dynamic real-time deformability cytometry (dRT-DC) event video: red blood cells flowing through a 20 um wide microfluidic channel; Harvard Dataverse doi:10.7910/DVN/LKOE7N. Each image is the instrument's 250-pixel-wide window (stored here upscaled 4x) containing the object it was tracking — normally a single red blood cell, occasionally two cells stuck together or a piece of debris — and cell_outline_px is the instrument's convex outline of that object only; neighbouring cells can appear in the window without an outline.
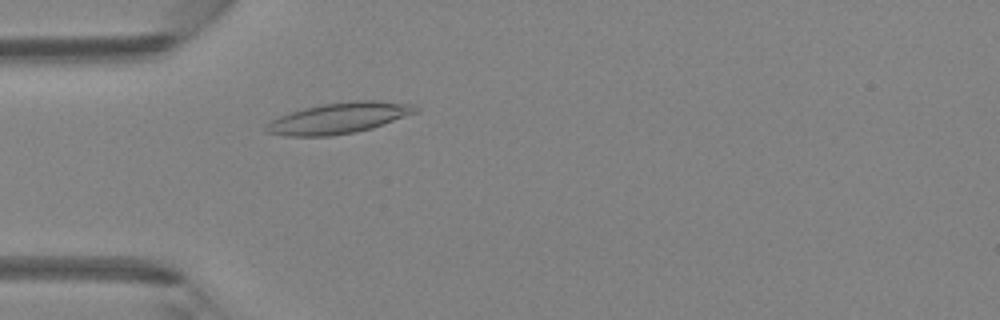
{"species": "Egyptian fruit bat (a non-hibernating species)", "species_latin": "Rousettus aegyptiacus", "temperature_condition": "room temperature", "stored_images_in_passage": 2, "camera_frame_rate_fps": 3000, "um_per_image_px": 0.085, "animal": {"sex": "female"}, "frame": {"image": 1, "passage_image": 2, "time_ms": 1.333, "image_size_px": [1000, 320], "cell_outline_px": [[420, 112], [372, 128], [356, 132], [332, 136], [284, 136], [268, 132], [264, 128], [272, 120], [280, 116], [304, 108], [324, 104], [356, 100], [380, 100], [412, 104], [420, 108]], "centroid_in_image_um": [28.89, 10.03], "position_along_channel_um": 56.1, "area_um2": 26.93}}